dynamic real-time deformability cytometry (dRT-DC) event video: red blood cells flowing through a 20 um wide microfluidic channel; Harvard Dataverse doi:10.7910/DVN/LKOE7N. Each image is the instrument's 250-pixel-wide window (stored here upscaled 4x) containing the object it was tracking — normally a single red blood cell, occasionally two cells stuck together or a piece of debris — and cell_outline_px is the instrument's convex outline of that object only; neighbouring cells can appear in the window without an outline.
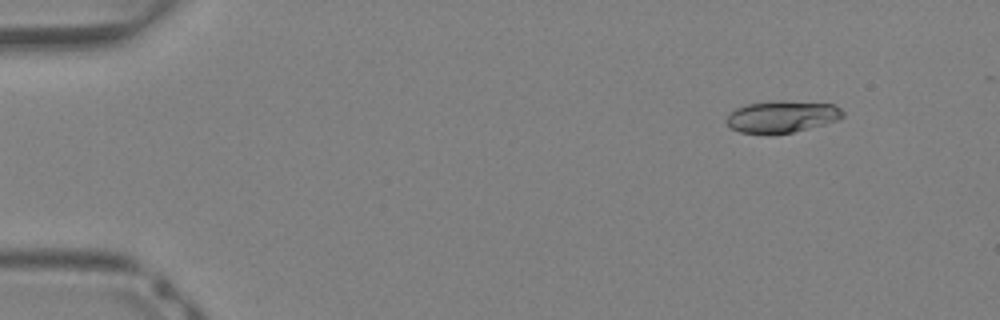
{"species": "Egyptian fruit bat (a non-hibernating species)", "species_latin": "Rousettus aegyptiacus", "temperature_condition": "warm", "stored_images_in_passage": 34, "camera_frame_rate_fps": 3000, "um_per_image_px": 0.085, "animal": {"sex": "female"}, "frame": {"image": 1, "passage_image": 5, "time_ms": 1.333, "image_size_px": [1000, 320], "cell_outline_px": [[844, 116], [836, 120], [824, 124], [792, 132], [772, 136], [768, 136], [740, 132], [732, 128], [724, 120], [736, 108], [744, 104], [776, 100], [784, 100], [836, 104], [844, 112]], "centroid_in_image_um": [66.44, 9.92], "position_along_channel_um": 18.6, "area_um2": 22.14}}
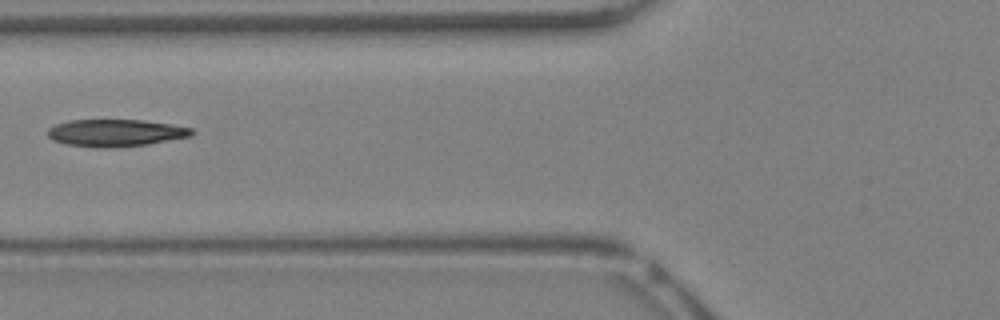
{"frame": {"image": 2, "passage_image": 18, "time_ms": 5.667, "image_size_px": [1000, 320], "cell_outline_px": [[196, 132], [192, 136], [148, 144], [116, 148], [100, 148], [64, 144], [52, 140], [48, 136], [48, 128], [56, 124], [68, 120], [144, 120], [172, 124], [192, 128]], "centroid_in_image_um": [9.84, 11.3], "position_along_channel_um": 116.0, "area_um2": 23.12}}
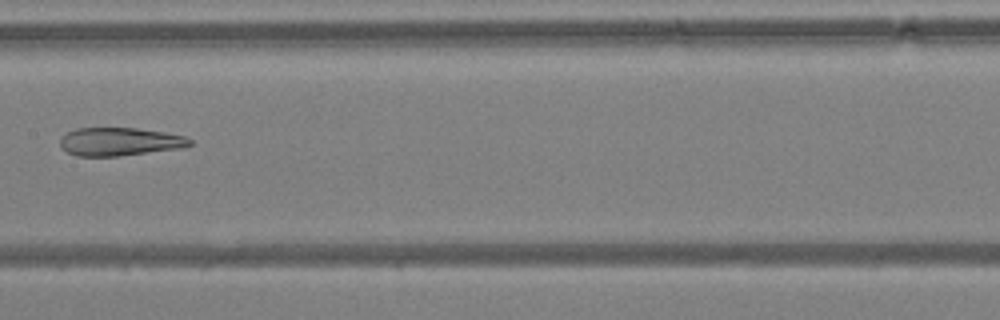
{"frame": {"image": 3, "passage_image": 23, "time_ms": 7.333, "image_size_px": [1000, 320], "cell_outline_px": [[192, 144], [184, 148], [116, 156], [76, 156], [60, 148], [60, 140], [68, 132], [76, 128], [136, 128], [164, 132], [184, 136], [192, 140]], "centroid_in_image_um": [10.18, 12.04], "position_along_channel_um": 197.2, "area_um2": 21.27}}